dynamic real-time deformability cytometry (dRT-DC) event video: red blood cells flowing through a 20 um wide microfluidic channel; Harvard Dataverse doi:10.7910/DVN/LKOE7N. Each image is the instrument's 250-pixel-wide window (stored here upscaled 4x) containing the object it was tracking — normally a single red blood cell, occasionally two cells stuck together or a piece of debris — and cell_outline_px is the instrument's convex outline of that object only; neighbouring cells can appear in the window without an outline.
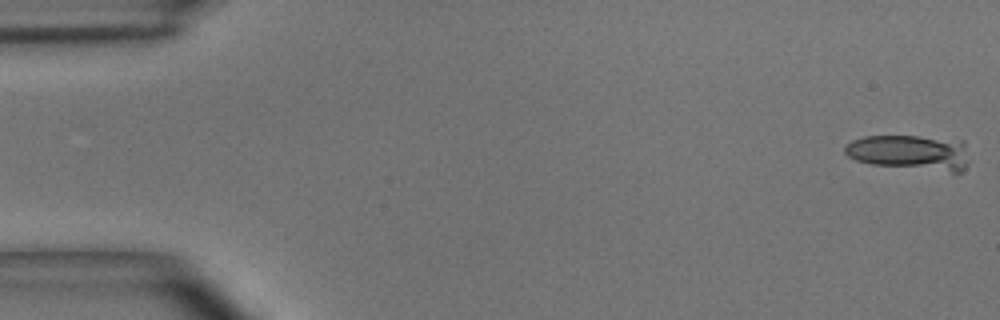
{"species": "common noctule bat (a hibernating species)", "species_latin": "Nyctalus noctula", "temperature_condition": "room temperature", "stored_images_in_passage": 4, "camera_frame_rate_fps": 3000, "um_per_image_px": 0.085, "animal": {"sex": "male", "body_mass_g": 15.6}, "frame": {"image": 1, "passage_image": 1, "time_ms": 0.0, "image_size_px": [1000, 320], "cell_outline_px": [[968, 164], [956, 176], [872, 164], [856, 160], [848, 156], [844, 152], [844, 148], [852, 140], [864, 136], [916, 136], [964, 140]], "centroid_in_image_um": [77.44, 13.02], "position_along_channel_um": 7.6, "area_um2": 26.59}}